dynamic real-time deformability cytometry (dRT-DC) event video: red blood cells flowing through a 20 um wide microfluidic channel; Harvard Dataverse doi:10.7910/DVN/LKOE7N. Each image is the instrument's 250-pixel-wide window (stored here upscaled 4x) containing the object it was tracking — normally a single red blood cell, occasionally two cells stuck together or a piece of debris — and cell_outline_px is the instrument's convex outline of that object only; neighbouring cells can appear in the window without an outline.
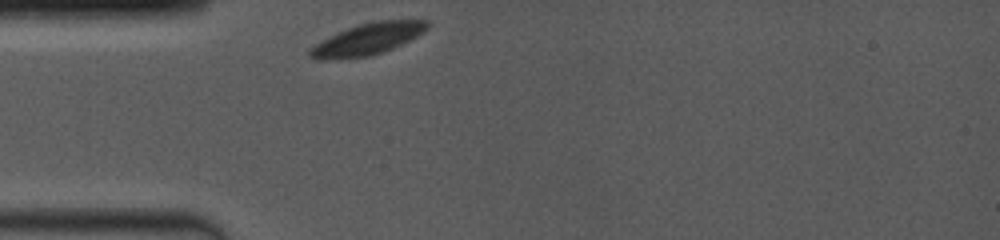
{"species": "common noctule bat (a hibernating species)", "species_latin": "Nyctalus noctula", "temperature_condition": "room temperature", "stored_images_in_passage": 43, "camera_frame_rate_fps": 4000, "um_per_image_px": 0.085, "animal": {"sex": "female", "body_mass_g": 19.0, "forearm_length_mm": 53.3}, "frame": {"image": 1, "passage_image": 1, "time_ms": 0.0, "image_size_px": [1000, 240], "cell_outline_px": [[428, 28], [424, 32], [392, 48], [368, 56], [340, 60], [320, 60], [308, 56], [308, 48], [348, 28], [360, 24], [376, 20], [428, 20]], "centroid_in_image_um": [31.22, 3.34], "position_along_channel_um": 53.8, "area_um2": 21.27}}
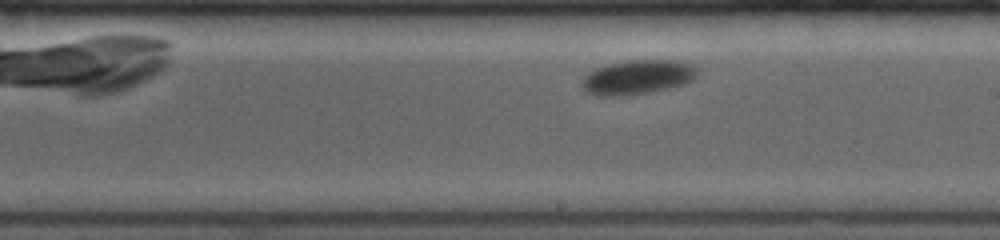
{"frame": {"image": 2, "passage_image": 25, "time_ms": 5.25, "image_size_px": [1000, 240], "cell_outline_px": [[700, 68], [696, 76], [692, 80], [684, 84], [668, 88], [648, 92], [620, 96], [596, 96], [584, 92], [580, 84], [580, 80], [588, 72], [596, 68], [608, 64], [628, 60], [680, 60], [692, 64]], "centroid_in_image_um": [54.17, 6.55], "position_along_channel_um": 234.8, "area_um2": 23.52}}
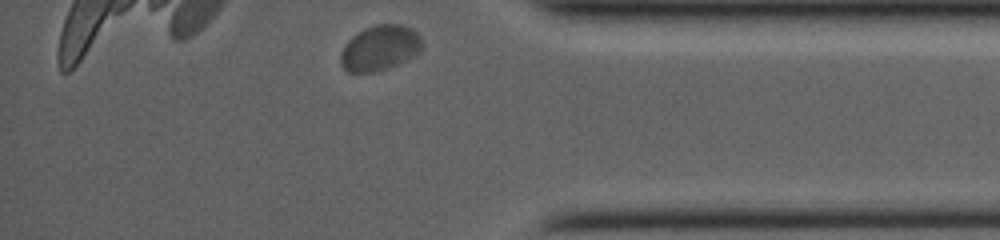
{"frame": {"image": 3, "passage_image": 43, "time_ms": 10.0, "image_size_px": [1000, 240], "cell_outline_px": [[420, 52], [416, 56], [408, 60], [388, 68], [372, 72], [348, 72], [340, 64], [340, 56], [348, 40], [352, 36], [364, 28], [376, 24], [404, 24], [412, 28], [420, 36]], "centroid_in_image_um": [32.3, 4.07], "position_along_channel_um": 402.9, "area_um2": 21.56}}